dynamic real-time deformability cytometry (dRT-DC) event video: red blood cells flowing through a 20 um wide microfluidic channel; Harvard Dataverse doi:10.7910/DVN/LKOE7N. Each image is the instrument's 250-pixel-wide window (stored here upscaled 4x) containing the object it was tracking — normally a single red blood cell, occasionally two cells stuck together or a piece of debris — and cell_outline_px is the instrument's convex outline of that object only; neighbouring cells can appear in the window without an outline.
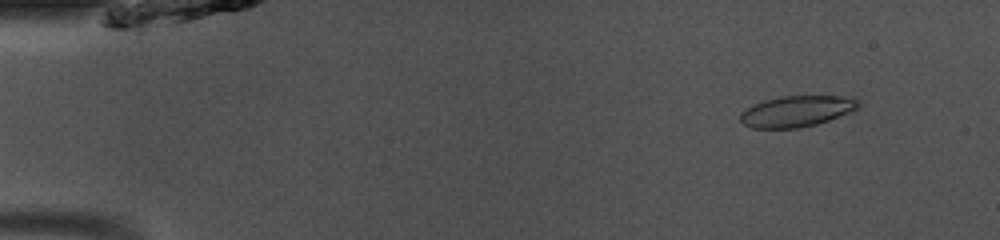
{"species": "common noctule bat (a hibernating species)", "species_latin": "Nyctalus noctula", "temperature_condition": "room temperature", "stored_images_in_passage": 49, "camera_frame_rate_fps": 3000, "um_per_image_px": 0.085, "animal": {"sex": "male", "body_mass_g": 13.0, "forearm_length_mm": 53.1}, "frame": {"image": 1, "passage_image": 5, "time_ms": 1.333, "image_size_px": [1000, 240], "cell_outline_px": [[860, 104], [856, 108], [848, 112], [828, 120], [816, 124], [800, 128], [752, 128], [744, 124], [740, 120], [740, 112], [752, 104], [764, 100], [784, 96], [840, 96], [856, 100]], "centroid_in_image_um": [67.63, 9.46], "position_along_channel_um": 17.4, "area_um2": 21.04}}
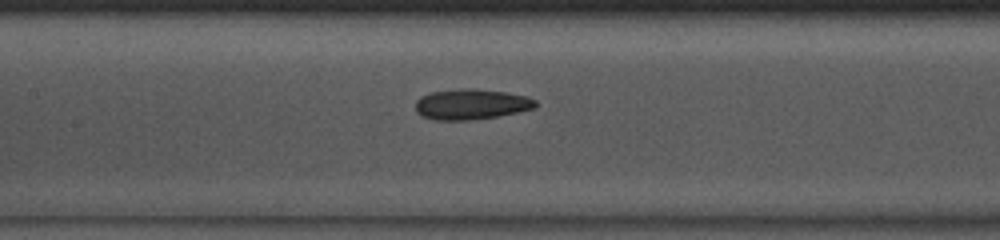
{"frame": {"image": 2, "passage_image": 23, "time_ms": 7.333, "image_size_px": [1000, 240], "cell_outline_px": [[536, 108], [500, 116], [468, 120], [436, 120], [420, 116], [416, 112], [416, 100], [420, 96], [432, 92], [460, 88], [468, 88], [504, 92], [528, 96], [536, 100]], "centroid_in_image_um": [40.05, 8.87], "position_along_channel_um": 167.4, "area_um2": 21.44}}
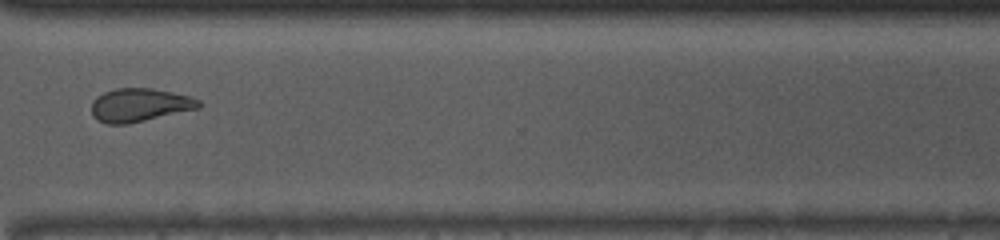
{"frame": {"image": 3, "passage_image": 37, "time_ms": 12.0, "image_size_px": [1000, 240], "cell_outline_px": [[200, 108], [128, 124], [108, 124], [92, 116], [92, 100], [96, 96], [104, 92], [116, 88], [152, 88], [172, 92], [188, 96], [200, 100]], "centroid_in_image_um": [11.85, 8.92], "position_along_channel_um": 358.7, "area_um2": 20.81}, "authors_computed_cell_mechanics": {"area_um2": 21.2126, "velocity_mm_per_s": 4.1055, "shape_relaxation_time_tau1_ms": null, "shape_relaxation_time_tau2_ms": 2.1747, "deformation_change_tau1": null, "deformation_change_tau2": 0.0844}}